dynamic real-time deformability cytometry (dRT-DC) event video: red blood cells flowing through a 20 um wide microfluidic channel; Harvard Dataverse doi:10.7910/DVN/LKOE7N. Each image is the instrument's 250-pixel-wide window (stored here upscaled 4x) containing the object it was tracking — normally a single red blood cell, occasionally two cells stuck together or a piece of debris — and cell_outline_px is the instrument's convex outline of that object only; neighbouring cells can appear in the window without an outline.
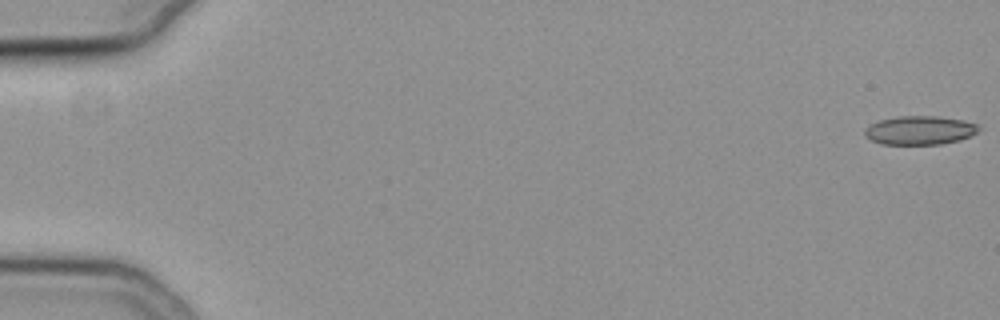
{"species": "common noctule bat (a hibernating species)", "species_latin": "Nyctalus noctula", "temperature_condition": "cold", "stored_images_in_passage": 12, "camera_frame_rate_fps": 3000, "um_per_image_px": 0.085, "animal": {"sex": "female", "body_mass_g": 19.3, "forearm_length_mm": 54.1}, "frame": {"image": 1, "passage_image": 1, "time_ms": 0.0, "image_size_px": [1000, 320], "cell_outline_px": [[980, 128], [976, 132], [960, 140], [940, 144], [880, 144], [864, 136], [864, 132], [872, 124], [880, 120], [896, 116], [936, 116], [964, 120], [976, 124]], "centroid_in_image_um": [78.17, 11.07], "position_along_channel_um": 6.8, "area_um2": 18.9}}